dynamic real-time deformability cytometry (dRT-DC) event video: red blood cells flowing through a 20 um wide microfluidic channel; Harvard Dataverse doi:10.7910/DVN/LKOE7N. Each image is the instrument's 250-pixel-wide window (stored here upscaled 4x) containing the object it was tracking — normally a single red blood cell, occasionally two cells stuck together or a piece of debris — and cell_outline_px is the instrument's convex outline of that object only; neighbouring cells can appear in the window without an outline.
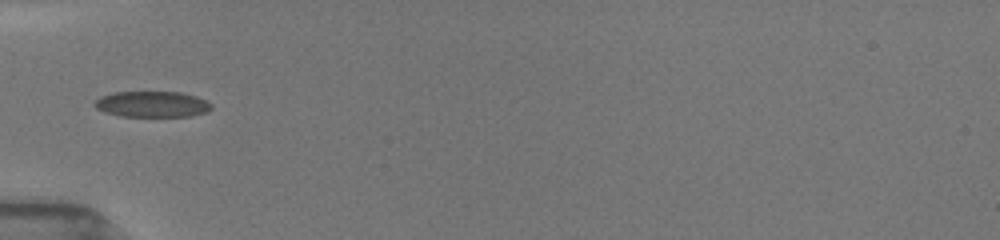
{"species": "common noctule bat (a hibernating species)", "species_latin": "Nyctalus noctula", "temperature_condition": "room temperature", "stored_images_in_passage": 49, "camera_frame_rate_fps": 3000, "um_per_image_px": 0.085, "animal": {"sex": "female", "body_mass_g": 19.5, "forearm_length_mm": 54.1}, "frame": {"image": 1, "passage_image": 1, "time_ms": 0.0, "image_size_px": [1000, 240], "cell_outline_px": [[212, 108], [204, 112], [188, 116], [120, 116], [104, 112], [96, 108], [92, 104], [100, 96], [116, 92], [180, 92], [196, 96], [212, 104]], "centroid_in_image_um": [12.89, 8.85], "position_along_channel_um": 72.1, "area_um2": 17.51}}
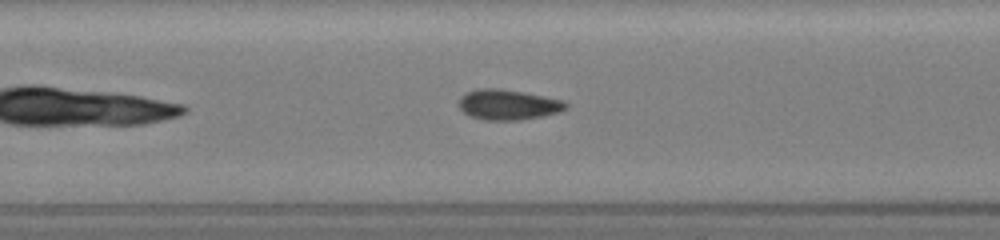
{"frame": {"image": 2, "passage_image": 17, "time_ms": 2.333, "image_size_px": [1000, 240], "cell_outline_px": [[568, 108], [560, 112], [544, 116], [520, 120], [484, 120], [468, 116], [456, 104], [460, 96], [468, 92], [480, 88], [500, 88], [524, 92], [564, 100], [568, 104]], "centroid_in_image_um": [43.18, 8.9], "position_along_channel_um": 164.2, "area_um2": 19.25}}
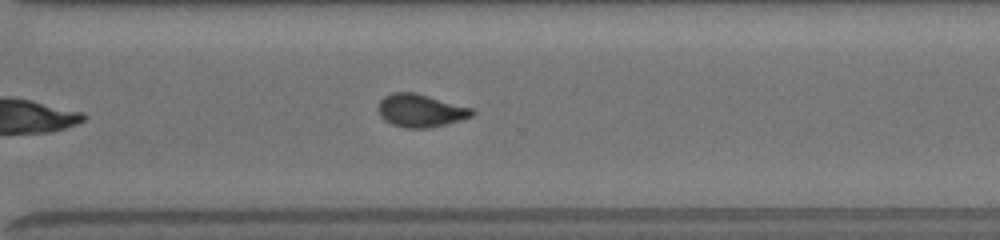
{"frame": {"image": 3, "passage_image": 46, "time_ms": 6.667, "image_size_px": [1000, 240], "cell_outline_px": [[476, 112], [472, 116], [428, 128], [404, 128], [392, 124], [384, 120], [380, 116], [380, 100], [384, 96], [392, 92], [416, 92], [472, 108]], "centroid_in_image_um": [35.74, 9.38], "position_along_channel_um": 334.9, "area_um2": 17.8}}